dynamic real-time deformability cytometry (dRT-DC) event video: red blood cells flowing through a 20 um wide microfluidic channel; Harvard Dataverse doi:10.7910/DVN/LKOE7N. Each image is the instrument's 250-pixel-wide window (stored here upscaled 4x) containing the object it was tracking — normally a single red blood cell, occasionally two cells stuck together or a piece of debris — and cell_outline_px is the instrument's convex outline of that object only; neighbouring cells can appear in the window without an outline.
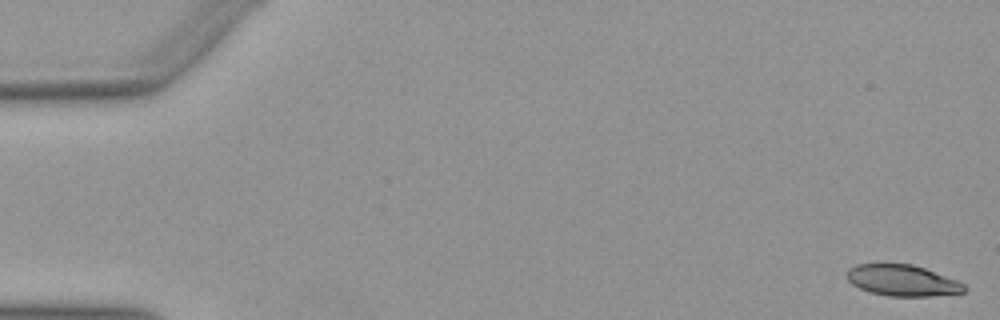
{"species": "Egyptian fruit bat (a non-hibernating species)", "species_latin": "Rousettus aegyptiacus", "temperature_condition": "warm", "stored_images_in_passage": 51, "camera_frame_rate_fps": 3000, "um_per_image_px": 0.085, "animal": {"sex": "female"}, "frame": {"image": 1, "passage_image": 1, "time_ms": 0.0, "image_size_px": [1000, 320], "cell_outline_px": [[964, 292], [928, 296], [888, 296], [868, 292], [852, 284], [848, 280], [848, 268], [856, 264], [912, 264], [924, 268], [956, 280], [964, 284]], "centroid_in_image_um": [76.66, 23.84], "position_along_channel_um": 8.3, "area_um2": 21.04}}
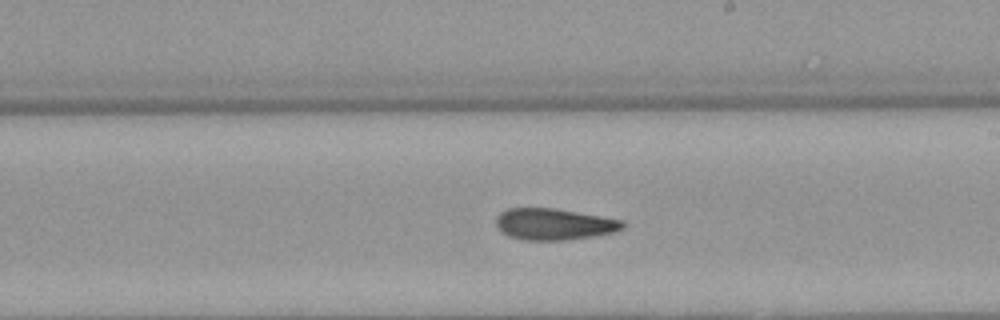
{"frame": {"image": 2, "passage_image": 30, "time_ms": 9.667, "image_size_px": [1000, 320], "cell_outline_px": [[624, 228], [616, 232], [568, 240], [524, 240], [508, 236], [500, 232], [496, 228], [496, 216], [500, 212], [508, 208], [552, 208], [624, 220]], "centroid_in_image_um": [47.06, 19.06], "position_along_channel_um": 241.9, "area_um2": 23.35}}
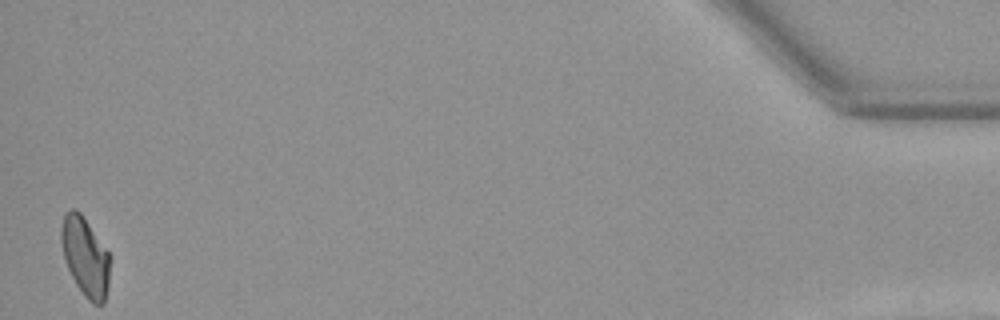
{"frame": {"image": 3, "passage_image": 51, "time_ms": 16.667, "image_size_px": [1000, 320], "cell_outline_px": [[112, 256], [108, 288], [104, 304], [92, 304], [84, 296], [76, 284], [68, 268], [64, 256], [60, 240], [60, 228], [64, 216], [72, 208], [76, 208], [80, 212]], "centroid_in_image_um": [7.28, 21.84], "position_along_channel_um": 427.9, "area_um2": 22.72}, "authors_computed_cell_mechanics": {"area_um2": 23.2934, "velocity_mm_per_s": 3.9693, "shape_relaxation_time_tau1_ms": null, "shape_relaxation_time_tau2_ms": 5.1352, "deformation_change_tau1": null, "deformation_change_tau2": 0.1392}}